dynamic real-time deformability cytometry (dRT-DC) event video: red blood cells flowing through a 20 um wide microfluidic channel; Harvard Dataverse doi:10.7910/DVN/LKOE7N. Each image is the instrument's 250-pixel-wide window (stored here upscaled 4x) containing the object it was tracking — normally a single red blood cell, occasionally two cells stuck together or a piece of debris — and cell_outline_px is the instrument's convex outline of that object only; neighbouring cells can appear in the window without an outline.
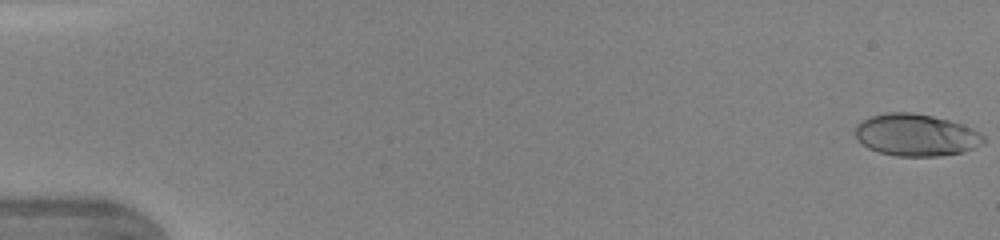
{"species": "human", "species_latin": "Homo sapiens", "temperature_condition": "warm", "stored_images_in_passage": 47, "camera_frame_rate_fps": 3000, "um_per_image_px": 0.085, "donor": {"sex": "female"}, "frame": {"image": 1, "passage_image": 1, "time_ms": 0.0, "image_size_px": [1000, 240], "cell_outline_px": [[984, 144], [964, 152], [940, 156], [896, 156], [880, 152], [868, 148], [856, 136], [856, 124], [872, 116], [888, 112], [912, 112], [932, 116], [948, 120], [972, 128], [980, 132], [984, 136]], "centroid_in_image_um": [77.9, 11.48], "position_along_channel_um": 7.1, "area_um2": 31.33}}
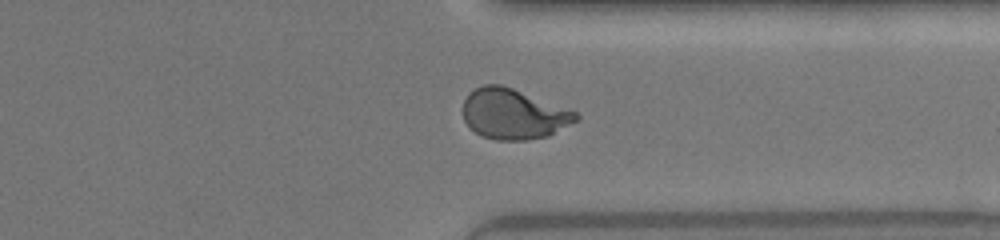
{"frame": {"image": 2, "passage_image": 37, "time_ms": 12.0, "image_size_px": [1000, 240], "cell_outline_px": [[580, 116], [576, 120], [548, 136], [528, 140], [496, 140], [480, 136], [464, 120], [464, 100], [468, 92], [484, 84], [500, 84], [512, 88], [576, 112]], "centroid_in_image_um": [43.61, 9.69], "position_along_channel_um": 367.8, "area_um2": 32.71}}
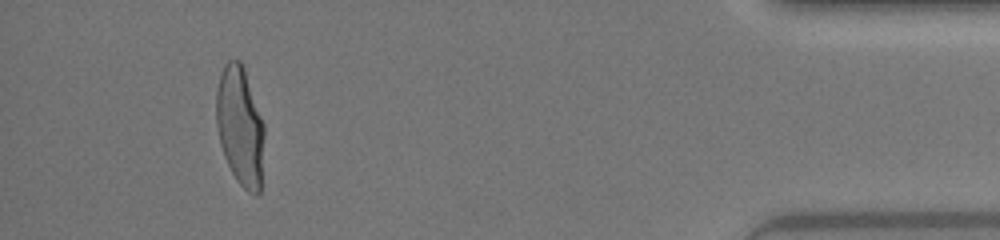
{"frame": {"image": 3, "passage_image": 44, "time_ms": 14.333, "image_size_px": [1000, 240], "cell_outline_px": [[264, 136], [260, 192], [256, 196], [248, 192], [236, 180], [224, 156], [220, 144], [216, 124], [216, 92], [220, 76], [224, 64], [228, 60], [240, 60], [244, 68], [264, 124]], "centroid_in_image_um": [20.4, 10.74], "position_along_channel_um": 414.8, "area_um2": 33.29}, "authors_computed_cell_mechanics": {"area_um2": 32.5992, "velocity_mm_per_s": 4.3729, "shape_relaxation_time_tau1_ms": 4.2693, "shape_relaxation_time_tau2_ms": null, "deformation_change_tau1": 0.2082, "deformation_change_tau2": null}}